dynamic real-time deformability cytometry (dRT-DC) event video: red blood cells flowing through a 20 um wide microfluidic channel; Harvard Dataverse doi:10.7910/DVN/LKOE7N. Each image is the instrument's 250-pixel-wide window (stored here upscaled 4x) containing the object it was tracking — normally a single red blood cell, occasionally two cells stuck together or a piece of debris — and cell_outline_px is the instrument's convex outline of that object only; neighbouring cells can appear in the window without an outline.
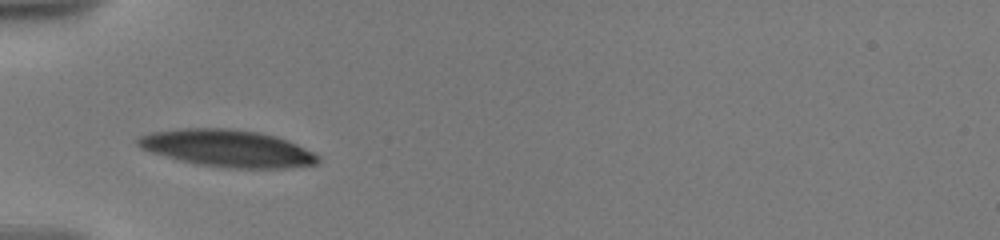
{"species": "human", "species_latin": "Homo sapiens", "temperature_condition": "warm", "stored_images_in_passage": 22, "camera_frame_rate_fps": 3000, "um_per_image_px": 0.085, "donor": {"sex": "male"}, "frame": {"image": 1, "passage_image": 1, "time_ms": 0.0, "image_size_px": [1000, 240], "cell_outline_px": [[320, 160], [316, 164], [284, 168], [232, 168], [200, 164], [152, 152], [140, 148], [136, 144], [136, 140], [140, 136], [152, 132], [180, 128], [228, 128], [256, 132], [276, 136], [288, 140], [320, 156]], "centroid_in_image_um": [19.35, 12.59], "position_along_channel_um": 65.7, "area_um2": 38.44}}
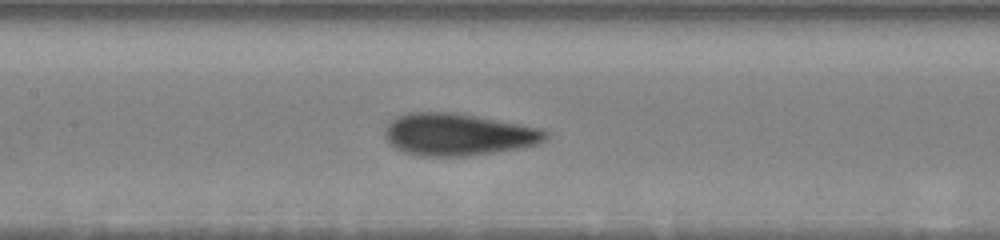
{"frame": {"image": 2, "passage_image": 7, "time_ms": 3.0, "image_size_px": [1000, 240], "cell_outline_px": [[548, 136], [544, 140], [536, 144], [520, 148], [468, 156], [420, 156], [404, 152], [396, 148], [384, 136], [384, 124], [396, 116], [404, 112], [452, 112], [476, 116], [544, 128], [548, 132]], "centroid_in_image_um": [38.9, 11.42], "position_along_channel_um": 168.5, "area_um2": 39.77}}
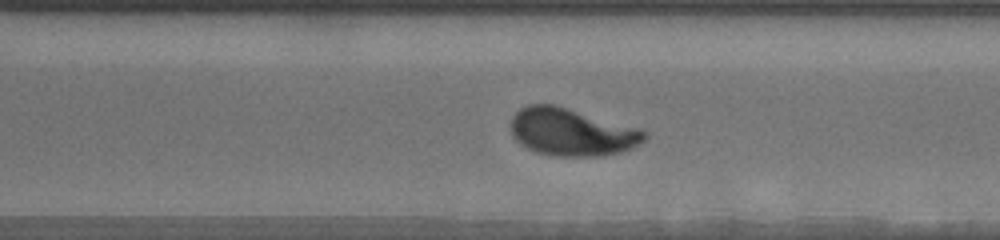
{"frame": {"image": 3, "passage_image": 18, "time_ms": 7.333, "image_size_px": [1000, 240], "cell_outline_px": [[648, 136], [644, 140], [632, 148], [620, 152], [600, 156], [556, 156], [536, 152], [520, 144], [512, 136], [512, 116], [520, 108], [528, 104], [552, 104], [640, 128], [648, 132]], "centroid_in_image_um": [48.6, 11.23], "position_along_channel_um": 322.0, "area_um2": 36.88}}